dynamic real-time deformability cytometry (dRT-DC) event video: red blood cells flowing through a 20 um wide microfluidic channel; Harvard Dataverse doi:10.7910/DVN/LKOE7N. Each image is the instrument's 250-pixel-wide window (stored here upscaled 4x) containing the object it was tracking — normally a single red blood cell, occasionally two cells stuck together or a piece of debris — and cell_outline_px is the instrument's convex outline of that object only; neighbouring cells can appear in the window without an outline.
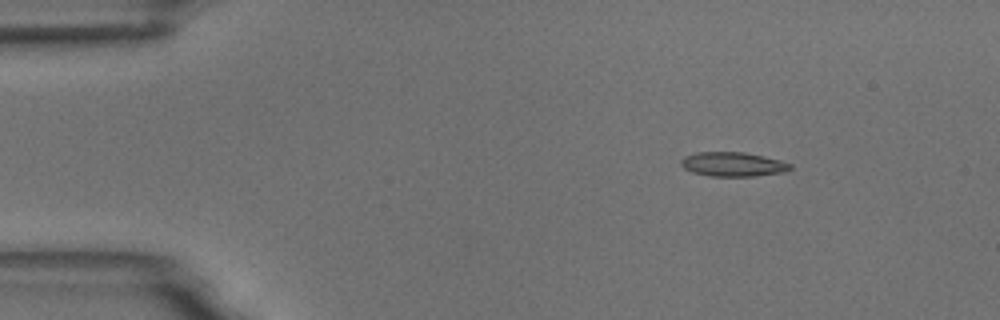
{"species": "common noctule bat (a hibernating species)", "species_latin": "Nyctalus noctula", "temperature_condition": "room temperature", "stored_images_in_passage": 6, "camera_frame_rate_fps": 3000, "um_per_image_px": 0.085, "animal": {"sex": "male", "body_mass_g": 18.8}, "frame": {"image": 1, "passage_image": 3, "time_ms": 2.333, "image_size_px": [1000, 320], "cell_outline_px": [[792, 168], [784, 172], [756, 176], [708, 176], [692, 172], [684, 168], [680, 164], [680, 160], [684, 156], [696, 152], [744, 152], [764, 156], [780, 160], [792, 164]], "centroid_in_image_um": [62.29, 13.96], "position_along_channel_um": 22.7, "area_um2": 15.61}}
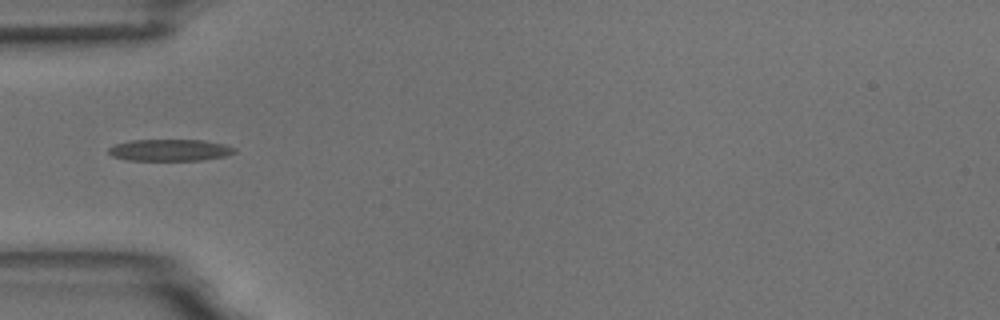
{"frame": {"image": 2, "passage_image": 6, "time_ms": 5.667, "image_size_px": [1000, 320], "cell_outline_px": [[236, 152], [224, 156], [200, 160], [128, 160], [112, 156], [108, 152], [108, 148], [116, 144], [132, 140], [204, 140], [224, 144], [236, 148]], "centroid_in_image_um": [14.44, 12.75], "position_along_channel_um": 70.6, "area_um2": 15.84}}